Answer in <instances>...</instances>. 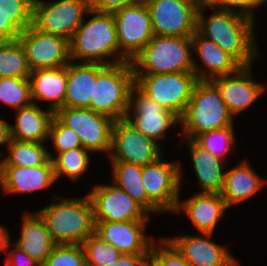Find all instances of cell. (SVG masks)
<instances>
[{
  "instance_id": "8992f818",
  "label": "cell",
  "mask_w": 267,
  "mask_h": 266,
  "mask_svg": "<svg viewBox=\"0 0 267 266\" xmlns=\"http://www.w3.org/2000/svg\"><path fill=\"white\" fill-rule=\"evenodd\" d=\"M134 85L135 75L131 61L114 65L96 63L93 97L88 109L114 120L125 118Z\"/></svg>"
},
{
  "instance_id": "3957f363",
  "label": "cell",
  "mask_w": 267,
  "mask_h": 266,
  "mask_svg": "<svg viewBox=\"0 0 267 266\" xmlns=\"http://www.w3.org/2000/svg\"><path fill=\"white\" fill-rule=\"evenodd\" d=\"M92 18L78 27L69 41L71 61L83 59L87 63L114 65L129 61L119 54L118 38L112 13L89 10ZM118 53V54H117ZM116 60L107 61L110 56ZM118 55V56H117ZM118 57V58H117Z\"/></svg>"
},
{
  "instance_id": "9c48e42d",
  "label": "cell",
  "mask_w": 267,
  "mask_h": 266,
  "mask_svg": "<svg viewBox=\"0 0 267 266\" xmlns=\"http://www.w3.org/2000/svg\"><path fill=\"white\" fill-rule=\"evenodd\" d=\"M88 0H34L32 25L39 31L70 41L89 11Z\"/></svg>"
},
{
  "instance_id": "83f0119b",
  "label": "cell",
  "mask_w": 267,
  "mask_h": 266,
  "mask_svg": "<svg viewBox=\"0 0 267 266\" xmlns=\"http://www.w3.org/2000/svg\"><path fill=\"white\" fill-rule=\"evenodd\" d=\"M263 184L262 178L253 171L246 161H243L225 172L224 184L220 194L230 208V206L232 207V205L253 196Z\"/></svg>"
},
{
  "instance_id": "f6af8a7d",
  "label": "cell",
  "mask_w": 267,
  "mask_h": 266,
  "mask_svg": "<svg viewBox=\"0 0 267 266\" xmlns=\"http://www.w3.org/2000/svg\"><path fill=\"white\" fill-rule=\"evenodd\" d=\"M12 140L11 124L0 118V145L8 146ZM1 156L3 153L0 152V158Z\"/></svg>"
},
{
  "instance_id": "f546056e",
  "label": "cell",
  "mask_w": 267,
  "mask_h": 266,
  "mask_svg": "<svg viewBox=\"0 0 267 266\" xmlns=\"http://www.w3.org/2000/svg\"><path fill=\"white\" fill-rule=\"evenodd\" d=\"M9 154L0 161V166L36 167L45 164L51 153L43 143L13 139L8 145Z\"/></svg>"
},
{
  "instance_id": "4fadbf2b",
  "label": "cell",
  "mask_w": 267,
  "mask_h": 266,
  "mask_svg": "<svg viewBox=\"0 0 267 266\" xmlns=\"http://www.w3.org/2000/svg\"><path fill=\"white\" fill-rule=\"evenodd\" d=\"M160 144L140 133L126 118L115 120L109 158L138 165H147L162 157Z\"/></svg>"
},
{
  "instance_id": "30bf717a",
  "label": "cell",
  "mask_w": 267,
  "mask_h": 266,
  "mask_svg": "<svg viewBox=\"0 0 267 266\" xmlns=\"http://www.w3.org/2000/svg\"><path fill=\"white\" fill-rule=\"evenodd\" d=\"M154 35L190 37L196 31L197 0H144Z\"/></svg>"
},
{
  "instance_id": "e575fe53",
  "label": "cell",
  "mask_w": 267,
  "mask_h": 266,
  "mask_svg": "<svg viewBox=\"0 0 267 266\" xmlns=\"http://www.w3.org/2000/svg\"><path fill=\"white\" fill-rule=\"evenodd\" d=\"M234 126L198 135L194 141L209 153L225 160L235 142Z\"/></svg>"
},
{
  "instance_id": "277c9868",
  "label": "cell",
  "mask_w": 267,
  "mask_h": 266,
  "mask_svg": "<svg viewBox=\"0 0 267 266\" xmlns=\"http://www.w3.org/2000/svg\"><path fill=\"white\" fill-rule=\"evenodd\" d=\"M45 222L56 244H82L95 233L93 206L88 194L83 198L61 197L36 212Z\"/></svg>"
},
{
  "instance_id": "f35d334b",
  "label": "cell",
  "mask_w": 267,
  "mask_h": 266,
  "mask_svg": "<svg viewBox=\"0 0 267 266\" xmlns=\"http://www.w3.org/2000/svg\"><path fill=\"white\" fill-rule=\"evenodd\" d=\"M48 137L53 141L56 154L83 147L77 133L70 127L64 126L55 116L51 122Z\"/></svg>"
},
{
  "instance_id": "7bdbcfd3",
  "label": "cell",
  "mask_w": 267,
  "mask_h": 266,
  "mask_svg": "<svg viewBox=\"0 0 267 266\" xmlns=\"http://www.w3.org/2000/svg\"><path fill=\"white\" fill-rule=\"evenodd\" d=\"M21 30L0 11V41L17 40Z\"/></svg>"
},
{
  "instance_id": "9a60e30c",
  "label": "cell",
  "mask_w": 267,
  "mask_h": 266,
  "mask_svg": "<svg viewBox=\"0 0 267 266\" xmlns=\"http://www.w3.org/2000/svg\"><path fill=\"white\" fill-rule=\"evenodd\" d=\"M30 70L66 66L70 61L69 40L36 29L32 24L18 37Z\"/></svg>"
},
{
  "instance_id": "74e56055",
  "label": "cell",
  "mask_w": 267,
  "mask_h": 266,
  "mask_svg": "<svg viewBox=\"0 0 267 266\" xmlns=\"http://www.w3.org/2000/svg\"><path fill=\"white\" fill-rule=\"evenodd\" d=\"M149 257L158 266H191L179 250L167 238H161L157 247L153 242Z\"/></svg>"
},
{
  "instance_id": "c3c4849f",
  "label": "cell",
  "mask_w": 267,
  "mask_h": 266,
  "mask_svg": "<svg viewBox=\"0 0 267 266\" xmlns=\"http://www.w3.org/2000/svg\"><path fill=\"white\" fill-rule=\"evenodd\" d=\"M200 4L201 3H209L211 0H197Z\"/></svg>"
},
{
  "instance_id": "44dd1931",
  "label": "cell",
  "mask_w": 267,
  "mask_h": 266,
  "mask_svg": "<svg viewBox=\"0 0 267 266\" xmlns=\"http://www.w3.org/2000/svg\"><path fill=\"white\" fill-rule=\"evenodd\" d=\"M228 208L220 193L199 192L188 200H179L174 213L184 210L198 231L213 234Z\"/></svg>"
},
{
  "instance_id": "7402d4cb",
  "label": "cell",
  "mask_w": 267,
  "mask_h": 266,
  "mask_svg": "<svg viewBox=\"0 0 267 266\" xmlns=\"http://www.w3.org/2000/svg\"><path fill=\"white\" fill-rule=\"evenodd\" d=\"M29 80L33 103H36V99L51 101L47 109L54 113L63 107L67 85V65L32 70Z\"/></svg>"
},
{
  "instance_id": "4316f807",
  "label": "cell",
  "mask_w": 267,
  "mask_h": 266,
  "mask_svg": "<svg viewBox=\"0 0 267 266\" xmlns=\"http://www.w3.org/2000/svg\"><path fill=\"white\" fill-rule=\"evenodd\" d=\"M187 142L195 174L203 189L201 192L220 193L225 177L223 161L226 160L209 153L194 140L187 139Z\"/></svg>"
},
{
  "instance_id": "603a6c76",
  "label": "cell",
  "mask_w": 267,
  "mask_h": 266,
  "mask_svg": "<svg viewBox=\"0 0 267 266\" xmlns=\"http://www.w3.org/2000/svg\"><path fill=\"white\" fill-rule=\"evenodd\" d=\"M16 110V123L11 125L12 139L44 143L49 136L54 112L43 110L36 103Z\"/></svg>"
},
{
  "instance_id": "8d00e7d4",
  "label": "cell",
  "mask_w": 267,
  "mask_h": 266,
  "mask_svg": "<svg viewBox=\"0 0 267 266\" xmlns=\"http://www.w3.org/2000/svg\"><path fill=\"white\" fill-rule=\"evenodd\" d=\"M33 5L34 0H0V11L24 31L32 24Z\"/></svg>"
},
{
  "instance_id": "2e32d148",
  "label": "cell",
  "mask_w": 267,
  "mask_h": 266,
  "mask_svg": "<svg viewBox=\"0 0 267 266\" xmlns=\"http://www.w3.org/2000/svg\"><path fill=\"white\" fill-rule=\"evenodd\" d=\"M93 206L94 221L148 220L149 212L121 188L96 185L88 194Z\"/></svg>"
},
{
  "instance_id": "5bb4252c",
  "label": "cell",
  "mask_w": 267,
  "mask_h": 266,
  "mask_svg": "<svg viewBox=\"0 0 267 266\" xmlns=\"http://www.w3.org/2000/svg\"><path fill=\"white\" fill-rule=\"evenodd\" d=\"M133 102V103H132ZM133 106V117L130 116ZM140 133L154 140L156 143L165 138L170 127L180 123V117L174 112L166 110L155 100L143 93L136 85L130 92L129 109L125 116Z\"/></svg>"
},
{
  "instance_id": "ac0fdd59",
  "label": "cell",
  "mask_w": 267,
  "mask_h": 266,
  "mask_svg": "<svg viewBox=\"0 0 267 266\" xmlns=\"http://www.w3.org/2000/svg\"><path fill=\"white\" fill-rule=\"evenodd\" d=\"M251 69V66H242L234 74L211 80L218 87L221 97L232 115L245 110L265 90L263 84L253 81Z\"/></svg>"
},
{
  "instance_id": "7dc6e473",
  "label": "cell",
  "mask_w": 267,
  "mask_h": 266,
  "mask_svg": "<svg viewBox=\"0 0 267 266\" xmlns=\"http://www.w3.org/2000/svg\"><path fill=\"white\" fill-rule=\"evenodd\" d=\"M147 266H158V265L150 257H148Z\"/></svg>"
},
{
  "instance_id": "ab89813d",
  "label": "cell",
  "mask_w": 267,
  "mask_h": 266,
  "mask_svg": "<svg viewBox=\"0 0 267 266\" xmlns=\"http://www.w3.org/2000/svg\"><path fill=\"white\" fill-rule=\"evenodd\" d=\"M264 3L265 0H211L208 4L212 8L237 12L238 14L246 16L254 21V8H258V6H262Z\"/></svg>"
},
{
  "instance_id": "d590c367",
  "label": "cell",
  "mask_w": 267,
  "mask_h": 266,
  "mask_svg": "<svg viewBox=\"0 0 267 266\" xmlns=\"http://www.w3.org/2000/svg\"><path fill=\"white\" fill-rule=\"evenodd\" d=\"M41 266H86L83 247L80 244H56Z\"/></svg>"
},
{
  "instance_id": "d4e9b609",
  "label": "cell",
  "mask_w": 267,
  "mask_h": 266,
  "mask_svg": "<svg viewBox=\"0 0 267 266\" xmlns=\"http://www.w3.org/2000/svg\"><path fill=\"white\" fill-rule=\"evenodd\" d=\"M67 64V85L63 107L89 108L96 79V63Z\"/></svg>"
},
{
  "instance_id": "6da1fadb",
  "label": "cell",
  "mask_w": 267,
  "mask_h": 266,
  "mask_svg": "<svg viewBox=\"0 0 267 266\" xmlns=\"http://www.w3.org/2000/svg\"><path fill=\"white\" fill-rule=\"evenodd\" d=\"M206 8L211 6L208 3L199 4L196 30L233 56L242 66H252L251 61L258 56L253 34L255 21L237 12L217 8H213V13L206 18Z\"/></svg>"
},
{
  "instance_id": "d6a6232c",
  "label": "cell",
  "mask_w": 267,
  "mask_h": 266,
  "mask_svg": "<svg viewBox=\"0 0 267 266\" xmlns=\"http://www.w3.org/2000/svg\"><path fill=\"white\" fill-rule=\"evenodd\" d=\"M0 102L20 109L33 103L29 78H0Z\"/></svg>"
},
{
  "instance_id": "d6986e66",
  "label": "cell",
  "mask_w": 267,
  "mask_h": 266,
  "mask_svg": "<svg viewBox=\"0 0 267 266\" xmlns=\"http://www.w3.org/2000/svg\"><path fill=\"white\" fill-rule=\"evenodd\" d=\"M201 236H179L167 238L190 263L191 266H236L238 261L231 253L211 239L212 233Z\"/></svg>"
},
{
  "instance_id": "8fae6325",
  "label": "cell",
  "mask_w": 267,
  "mask_h": 266,
  "mask_svg": "<svg viewBox=\"0 0 267 266\" xmlns=\"http://www.w3.org/2000/svg\"><path fill=\"white\" fill-rule=\"evenodd\" d=\"M112 14L120 54L132 61L154 36L147 5L144 0H138Z\"/></svg>"
},
{
  "instance_id": "bcb514c9",
  "label": "cell",
  "mask_w": 267,
  "mask_h": 266,
  "mask_svg": "<svg viewBox=\"0 0 267 266\" xmlns=\"http://www.w3.org/2000/svg\"><path fill=\"white\" fill-rule=\"evenodd\" d=\"M9 231L6 228L0 226V251L7 252L10 247V236Z\"/></svg>"
},
{
  "instance_id": "60d3db41",
  "label": "cell",
  "mask_w": 267,
  "mask_h": 266,
  "mask_svg": "<svg viewBox=\"0 0 267 266\" xmlns=\"http://www.w3.org/2000/svg\"><path fill=\"white\" fill-rule=\"evenodd\" d=\"M138 0H88L89 9L100 13H114Z\"/></svg>"
},
{
  "instance_id": "52a82bcc",
  "label": "cell",
  "mask_w": 267,
  "mask_h": 266,
  "mask_svg": "<svg viewBox=\"0 0 267 266\" xmlns=\"http://www.w3.org/2000/svg\"><path fill=\"white\" fill-rule=\"evenodd\" d=\"M135 85L166 110L181 117L198 81L194 72L134 74Z\"/></svg>"
},
{
  "instance_id": "cb8c5ba5",
  "label": "cell",
  "mask_w": 267,
  "mask_h": 266,
  "mask_svg": "<svg viewBox=\"0 0 267 266\" xmlns=\"http://www.w3.org/2000/svg\"><path fill=\"white\" fill-rule=\"evenodd\" d=\"M22 222V232L15 245L42 265L56 243L45 222L36 212L25 214Z\"/></svg>"
},
{
  "instance_id": "4dcf8cb0",
  "label": "cell",
  "mask_w": 267,
  "mask_h": 266,
  "mask_svg": "<svg viewBox=\"0 0 267 266\" xmlns=\"http://www.w3.org/2000/svg\"><path fill=\"white\" fill-rule=\"evenodd\" d=\"M31 70L20 41H0V78H29Z\"/></svg>"
},
{
  "instance_id": "ffe728a7",
  "label": "cell",
  "mask_w": 267,
  "mask_h": 266,
  "mask_svg": "<svg viewBox=\"0 0 267 266\" xmlns=\"http://www.w3.org/2000/svg\"><path fill=\"white\" fill-rule=\"evenodd\" d=\"M56 181L52 159L36 167L0 166V187L5 193H32Z\"/></svg>"
},
{
  "instance_id": "1f68e13d",
  "label": "cell",
  "mask_w": 267,
  "mask_h": 266,
  "mask_svg": "<svg viewBox=\"0 0 267 266\" xmlns=\"http://www.w3.org/2000/svg\"><path fill=\"white\" fill-rule=\"evenodd\" d=\"M88 151V149L78 147L59 153L55 157L53 155L49 156L53 161L56 180L64 174L73 181L78 180L87 170L90 162Z\"/></svg>"
},
{
  "instance_id": "ba28073f",
  "label": "cell",
  "mask_w": 267,
  "mask_h": 266,
  "mask_svg": "<svg viewBox=\"0 0 267 266\" xmlns=\"http://www.w3.org/2000/svg\"><path fill=\"white\" fill-rule=\"evenodd\" d=\"M54 116L64 125L73 129L83 146L93 152L110 154L112 131L115 120L88 108L62 107Z\"/></svg>"
},
{
  "instance_id": "836d02e7",
  "label": "cell",
  "mask_w": 267,
  "mask_h": 266,
  "mask_svg": "<svg viewBox=\"0 0 267 266\" xmlns=\"http://www.w3.org/2000/svg\"><path fill=\"white\" fill-rule=\"evenodd\" d=\"M86 266H108L119 259L122 252L99 235H90L82 244Z\"/></svg>"
},
{
  "instance_id": "b9f144b4",
  "label": "cell",
  "mask_w": 267,
  "mask_h": 266,
  "mask_svg": "<svg viewBox=\"0 0 267 266\" xmlns=\"http://www.w3.org/2000/svg\"><path fill=\"white\" fill-rule=\"evenodd\" d=\"M5 260L6 266H41L36 260L30 257L26 252L22 251L18 246H14Z\"/></svg>"
},
{
  "instance_id": "7c38bea8",
  "label": "cell",
  "mask_w": 267,
  "mask_h": 266,
  "mask_svg": "<svg viewBox=\"0 0 267 266\" xmlns=\"http://www.w3.org/2000/svg\"><path fill=\"white\" fill-rule=\"evenodd\" d=\"M179 161H157L142 166V182L148 199L161 211L174 212L179 201L182 177Z\"/></svg>"
},
{
  "instance_id": "e0dca14e",
  "label": "cell",
  "mask_w": 267,
  "mask_h": 266,
  "mask_svg": "<svg viewBox=\"0 0 267 266\" xmlns=\"http://www.w3.org/2000/svg\"><path fill=\"white\" fill-rule=\"evenodd\" d=\"M147 221H95V233L122 253L150 254L155 241L145 235Z\"/></svg>"
},
{
  "instance_id": "ee69618b",
  "label": "cell",
  "mask_w": 267,
  "mask_h": 266,
  "mask_svg": "<svg viewBox=\"0 0 267 266\" xmlns=\"http://www.w3.org/2000/svg\"><path fill=\"white\" fill-rule=\"evenodd\" d=\"M149 254L122 253L118 260L108 266H143Z\"/></svg>"
},
{
  "instance_id": "5b68a950",
  "label": "cell",
  "mask_w": 267,
  "mask_h": 266,
  "mask_svg": "<svg viewBox=\"0 0 267 266\" xmlns=\"http://www.w3.org/2000/svg\"><path fill=\"white\" fill-rule=\"evenodd\" d=\"M232 117L218 87L211 80H198L180 117L182 135L194 140L202 133L233 126Z\"/></svg>"
},
{
  "instance_id": "f1b7e54d",
  "label": "cell",
  "mask_w": 267,
  "mask_h": 266,
  "mask_svg": "<svg viewBox=\"0 0 267 266\" xmlns=\"http://www.w3.org/2000/svg\"><path fill=\"white\" fill-rule=\"evenodd\" d=\"M113 183L140 203L149 213L161 211L148 199L142 182V165L111 161Z\"/></svg>"
},
{
  "instance_id": "484cf974",
  "label": "cell",
  "mask_w": 267,
  "mask_h": 266,
  "mask_svg": "<svg viewBox=\"0 0 267 266\" xmlns=\"http://www.w3.org/2000/svg\"><path fill=\"white\" fill-rule=\"evenodd\" d=\"M193 49L200 56L204 67L209 69L206 80L231 75L242 65L229 53L222 50L215 42L202 36L197 30L192 35Z\"/></svg>"
},
{
  "instance_id": "7a4b0ae2",
  "label": "cell",
  "mask_w": 267,
  "mask_h": 266,
  "mask_svg": "<svg viewBox=\"0 0 267 266\" xmlns=\"http://www.w3.org/2000/svg\"><path fill=\"white\" fill-rule=\"evenodd\" d=\"M192 36L154 35L132 59L134 74L194 72L198 80H206L207 71L200 70L192 59Z\"/></svg>"
}]
</instances>
